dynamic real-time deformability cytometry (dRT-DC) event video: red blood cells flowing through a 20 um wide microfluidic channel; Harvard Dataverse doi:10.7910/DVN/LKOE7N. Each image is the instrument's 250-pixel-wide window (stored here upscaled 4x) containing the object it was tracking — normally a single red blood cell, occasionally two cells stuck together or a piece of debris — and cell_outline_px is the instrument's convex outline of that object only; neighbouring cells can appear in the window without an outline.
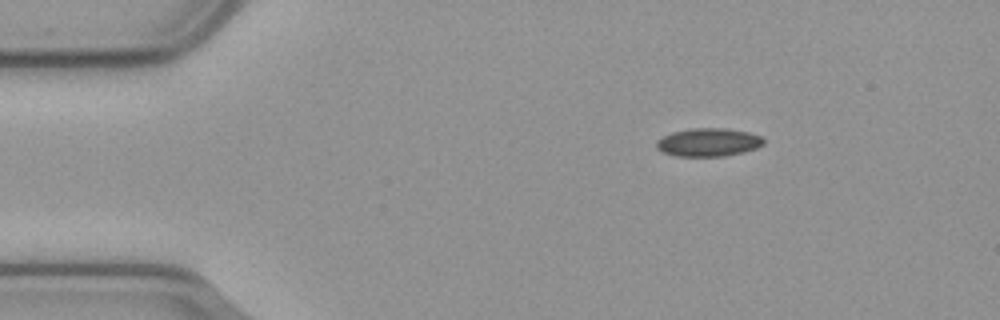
{"species": "common noctule bat (a hibernating species)", "species_latin": "Nyctalus noctula", "temperature_condition": "cold", "stored_images_in_passage": 49, "camera_frame_rate_fps": 3000, "um_per_image_px": 0.085, "animal": {"sex": "male", "body_mass_g": 23.1, "forearm_length_mm": 52.7}, "frame": {"image": 1, "passage_image": 1, "time_ms": 0.0, "image_size_px": [1000, 320], "cell_outline_px": [[764, 144], [756, 148], [744, 152], [724, 156], [676, 156], [664, 152], [656, 148], [656, 140], [672, 132], [692, 128], [724, 128], [748, 132], [760, 136], [764, 140]], "centroid_in_image_um": [60.21, 12.09], "position_along_channel_um": 24.8, "area_um2": 17.57}}
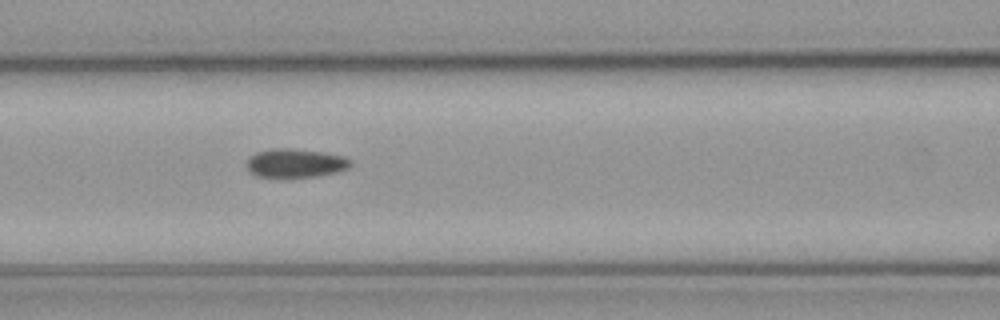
{"frame": {"image": 2, "passage_image": 16, "time_ms": 5.0, "image_size_px": [1000, 320], "cell_outline_px": [[352, 164], [348, 168], [332, 172], [312, 176], [288, 180], [256, 176], [248, 172], [244, 164], [248, 156], [256, 152], [272, 148], [292, 148], [324, 152], [344, 156], [352, 160]], "centroid_in_image_um": [25.0, 13.89], "position_along_channel_um": 141.6, "area_um2": 18.21}}
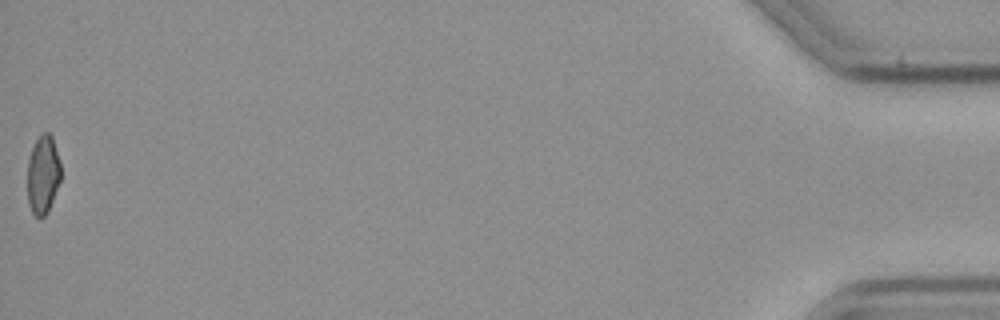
{"frame": {"image": 3, "passage_image": 49, "time_ms": 16.0, "image_size_px": [1000, 320], "cell_outline_px": [[60, 180], [48, 212], [40, 220], [32, 212], [28, 204], [28, 160], [32, 148], [36, 140], [44, 132], [48, 132], [52, 136], [60, 164]], "centroid_in_image_um": [3.64, 14.88], "position_along_channel_um": 431.6, "area_um2": 15.14}}